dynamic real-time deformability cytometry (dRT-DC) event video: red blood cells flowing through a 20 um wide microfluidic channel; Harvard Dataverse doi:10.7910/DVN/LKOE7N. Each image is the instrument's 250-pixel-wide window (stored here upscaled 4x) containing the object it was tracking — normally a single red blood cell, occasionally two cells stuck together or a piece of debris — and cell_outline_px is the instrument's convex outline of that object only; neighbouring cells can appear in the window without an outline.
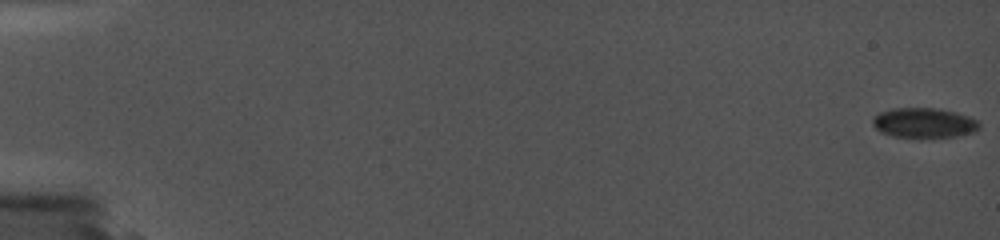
{"species": "common noctule bat (a hibernating species)", "species_latin": "Nyctalus noctula", "temperature_condition": "cold", "stored_images_in_passage": 53, "camera_frame_rate_fps": 5000, "um_per_image_px": 0.085, "animal": {"sex": "female", "body_mass_g": 19.0, "forearm_length_mm": 56.7}, "frame": {"image": 1, "passage_image": 1, "time_ms": 0.0, "image_size_px": [1000, 240], "cell_outline_px": [[980, 128], [972, 132], [956, 136], [892, 136], [880, 132], [872, 124], [872, 116], [880, 112], [892, 108], [936, 108], [956, 112], [968, 116], [976, 120], [980, 124]], "centroid_in_image_um": [78.5, 10.42], "position_along_channel_um": 6.5, "area_um2": 18.32}}
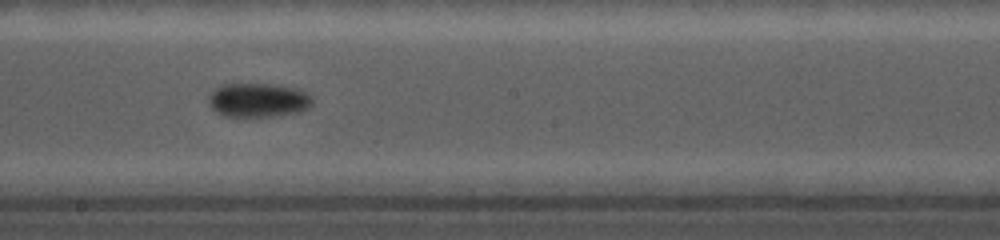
{"frame": {"image": 2, "passage_image": 34, "time_ms": 11.4, "image_size_px": [1000, 240], "cell_outline_px": [[312, 104], [308, 108], [300, 112], [272, 116], [224, 116], [216, 112], [208, 104], [208, 96], [216, 88], [224, 84], [268, 84], [300, 88], [308, 92], [312, 96]], "centroid_in_image_um": [21.97, 8.5], "position_along_channel_um": 226.2, "area_um2": 20.75}}
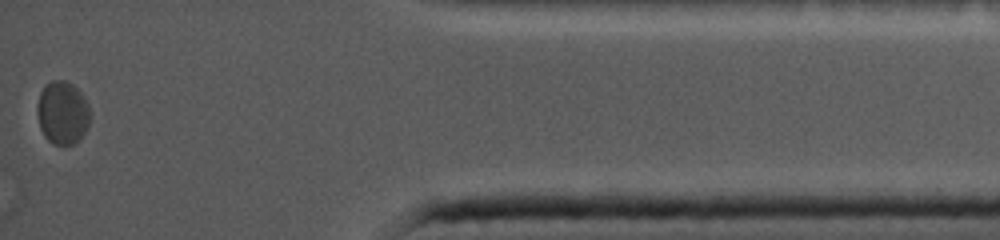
{"frame": {"image": 3, "passage_image": 53, "time_ms": 17.8, "image_size_px": [1000, 240], "cell_outline_px": [[88, 124], [80, 140], [64, 148], [52, 144], [44, 136], [40, 128], [36, 112], [36, 108], [40, 92], [44, 84], [52, 80], [64, 80], [72, 84], [84, 96], [88, 104]], "centroid_in_image_um": [5.27, 9.61], "position_along_channel_um": 429.9, "area_um2": 19.77}}